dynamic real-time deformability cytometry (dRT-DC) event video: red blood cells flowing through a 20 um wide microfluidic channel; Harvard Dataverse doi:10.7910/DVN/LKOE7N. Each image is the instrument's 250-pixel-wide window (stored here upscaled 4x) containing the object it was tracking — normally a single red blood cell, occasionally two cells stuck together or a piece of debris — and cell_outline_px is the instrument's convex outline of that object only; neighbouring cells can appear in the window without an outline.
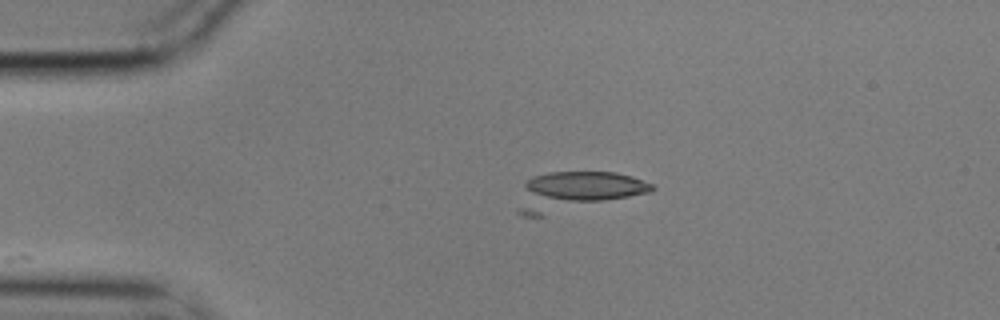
{"species": "common noctule bat (a hibernating species)", "species_latin": "Nyctalus noctula", "temperature_condition": "cold", "stored_images_in_passage": 2, "camera_frame_rate_fps": 3000, "um_per_image_px": 0.085, "animal": {"sex": "male", "body_mass_g": 17.9}, "frame": {"image": 1, "passage_image": 2, "time_ms": 0.333, "image_size_px": [1000, 320], "cell_outline_px": [[656, 188], [652, 192], [540, 216], [524, 216], [516, 212], [516, 208], [524, 184], [532, 176], [548, 172], [616, 172], [632, 176], [652, 184]], "centroid_in_image_um": [48.98, 16.24], "position_along_channel_um": 36.0, "area_um2": 30.06}}